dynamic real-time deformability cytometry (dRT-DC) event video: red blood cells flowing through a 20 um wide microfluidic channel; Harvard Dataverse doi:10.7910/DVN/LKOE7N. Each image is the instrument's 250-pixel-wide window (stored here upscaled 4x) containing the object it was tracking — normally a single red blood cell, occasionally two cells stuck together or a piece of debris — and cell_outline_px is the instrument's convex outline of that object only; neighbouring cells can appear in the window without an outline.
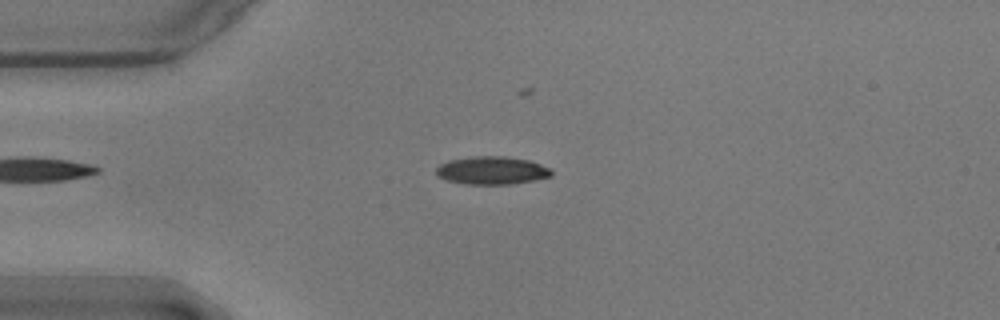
{"species": "common noctule bat (a hibernating species)", "species_latin": "Nyctalus noctula", "temperature_condition": "warm", "stored_images_in_passage": 44, "camera_frame_rate_fps": 3000, "um_per_image_px": 0.085, "animal": {"sex": "male", "body_mass_g": 17.9}, "frame": {"image": 1, "passage_image": 1, "time_ms": 0.0, "image_size_px": [1000, 320], "cell_outline_px": [[552, 176], [512, 184], [464, 184], [448, 180], [436, 176], [436, 168], [440, 164], [448, 160], [476, 156], [504, 156], [528, 160], [540, 164], [548, 168], [552, 172]], "centroid_in_image_um": [41.77, 14.49], "position_along_channel_um": 43.2, "area_um2": 18.67}}
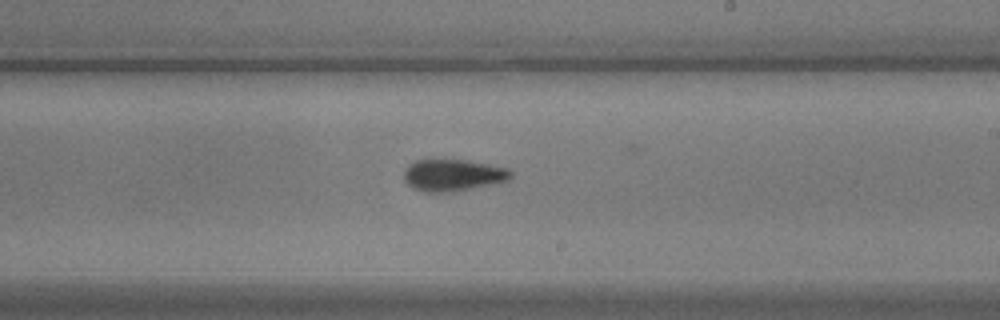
{"frame": {"image": 2, "passage_image": 20, "time_ms": 6.333, "image_size_px": [1000, 320], "cell_outline_px": [[512, 176], [508, 180], [492, 184], [452, 192], [424, 192], [412, 188], [404, 180], [404, 168], [408, 164], [416, 160], [468, 160], [508, 168], [512, 172]], "centroid_in_image_um": [38.48, 14.89], "position_along_channel_um": 250.5, "area_um2": 19.88}}
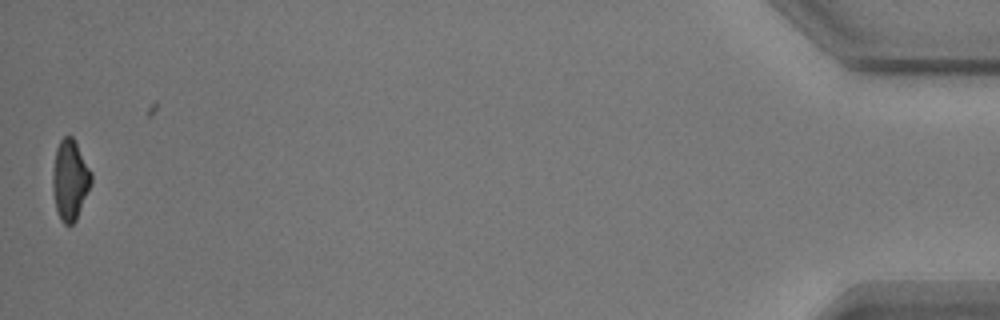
{"frame": {"image": 3, "passage_image": 43, "time_ms": 14.0, "image_size_px": [1000, 320], "cell_outline_px": [[92, 184], [76, 220], [72, 224], [64, 224], [60, 220], [56, 208], [52, 188], [52, 172], [56, 148], [60, 140], [64, 136], [72, 136], [92, 172]], "centroid_in_image_um": [5.95, 15.3], "position_along_channel_um": 429.2, "area_um2": 18.15}, "authors_computed_cell_mechanics": {"area_um2": 19.0162, "velocity_mm_per_s": 3.5771, "shape_relaxation_time_tau1_ms": 2.6222, "shape_relaxation_time_tau2_ms": 1.2412, "deformation_change_tau1": 0.1476, "deformation_change_tau2": 0.0816}}